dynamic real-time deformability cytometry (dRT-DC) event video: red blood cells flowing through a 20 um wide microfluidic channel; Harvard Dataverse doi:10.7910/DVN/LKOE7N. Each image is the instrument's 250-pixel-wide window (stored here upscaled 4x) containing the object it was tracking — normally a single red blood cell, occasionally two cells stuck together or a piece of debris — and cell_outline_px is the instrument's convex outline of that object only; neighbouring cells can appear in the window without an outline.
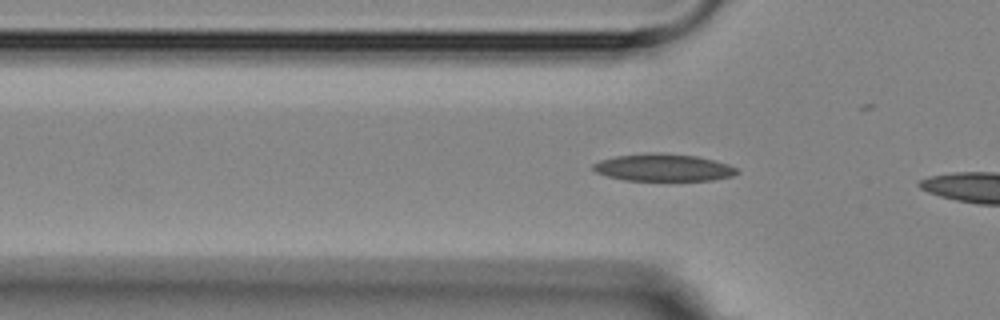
{"species": "Egyptian fruit bat (a non-hibernating species)", "species_latin": "Rousettus aegyptiacus", "temperature_condition": "room temperature", "stored_images_in_passage": 5, "camera_frame_rate_fps": 3000, "um_per_image_px": 0.085, "animal": {"sex": "female"}, "frame": {"image": 1, "passage_image": 4, "time_ms": 4.0, "image_size_px": [1000, 320], "cell_outline_px": [[740, 172], [732, 176], [712, 180], [624, 180], [608, 176], [596, 172], [592, 168], [592, 164], [600, 160], [616, 156], [648, 152], [660, 152], [696, 156], [728, 164], [736, 168]], "centroid_in_image_um": [56.37, 14.23], "position_along_channel_um": 69.4, "area_um2": 22.83}}